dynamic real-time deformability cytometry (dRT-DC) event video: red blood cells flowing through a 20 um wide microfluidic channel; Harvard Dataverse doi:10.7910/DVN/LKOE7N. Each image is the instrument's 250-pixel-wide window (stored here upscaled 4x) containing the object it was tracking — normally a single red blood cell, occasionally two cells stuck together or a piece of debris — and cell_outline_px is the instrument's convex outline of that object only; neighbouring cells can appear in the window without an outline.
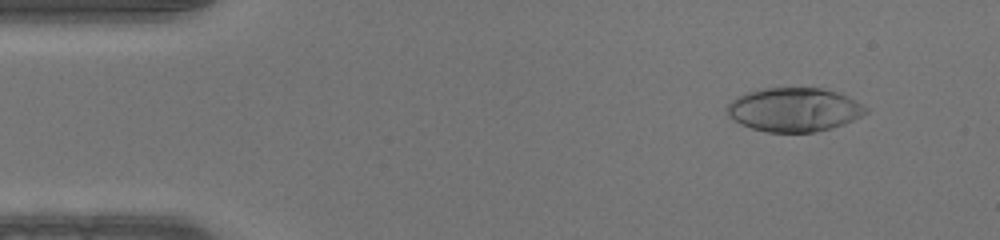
{"species": "human", "species_latin": "Homo sapiens", "temperature_condition": "warm", "stored_images_in_passage": 47, "camera_frame_rate_fps": 3000, "um_per_image_px": 0.085, "donor": {"sex": "male"}, "frame": {"image": 1, "passage_image": 5, "time_ms": 1.333, "image_size_px": [1000, 240], "cell_outline_px": [[868, 112], [844, 124], [832, 128], [812, 132], [768, 132], [752, 128], [740, 124], [728, 116], [728, 104], [736, 96], [748, 92], [764, 88], [820, 88], [840, 92], [868, 108]], "centroid_in_image_um": [67.5, 9.32], "position_along_channel_um": 17.5, "area_um2": 35.32}}
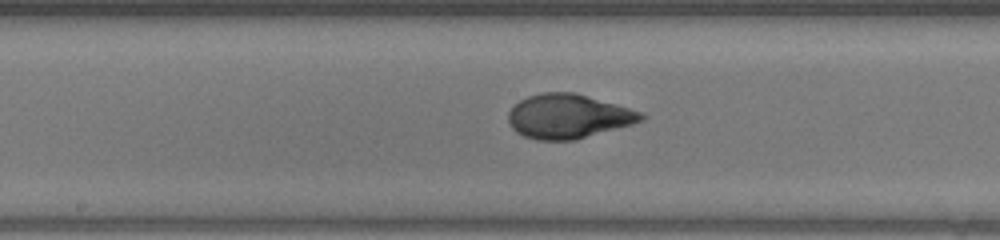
{"frame": {"image": 2, "passage_image": 24, "time_ms": 7.667, "image_size_px": [1000, 240], "cell_outline_px": [[648, 116], [644, 120], [632, 124], [576, 140], [536, 140], [524, 136], [516, 132], [512, 128], [508, 120], [508, 112], [520, 100], [528, 96], [540, 92], [576, 92], [644, 112]], "centroid_in_image_um": [48.34, 9.88], "position_along_channel_um": 199.9, "area_um2": 34.56}}
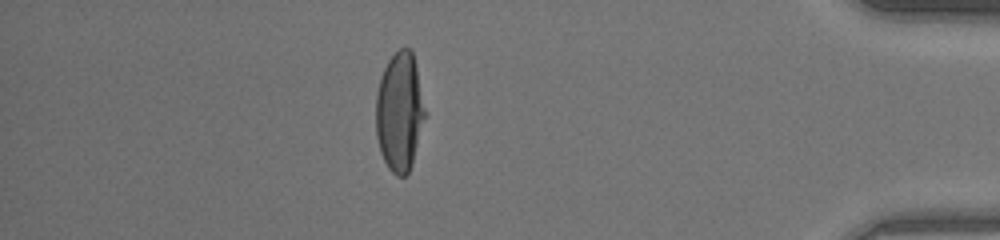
{"frame": {"image": 3, "passage_image": 41, "time_ms": 13.333, "image_size_px": [1000, 240], "cell_outline_px": [[424, 116], [412, 164], [408, 172], [404, 176], [396, 176], [388, 168], [380, 152], [376, 136], [376, 96], [380, 80], [384, 68], [388, 60], [400, 48], [408, 48], [412, 52], [416, 68], [424, 112]], "centroid_in_image_um": [33.92, 9.54], "position_along_channel_um": 401.3, "area_um2": 33.18}}